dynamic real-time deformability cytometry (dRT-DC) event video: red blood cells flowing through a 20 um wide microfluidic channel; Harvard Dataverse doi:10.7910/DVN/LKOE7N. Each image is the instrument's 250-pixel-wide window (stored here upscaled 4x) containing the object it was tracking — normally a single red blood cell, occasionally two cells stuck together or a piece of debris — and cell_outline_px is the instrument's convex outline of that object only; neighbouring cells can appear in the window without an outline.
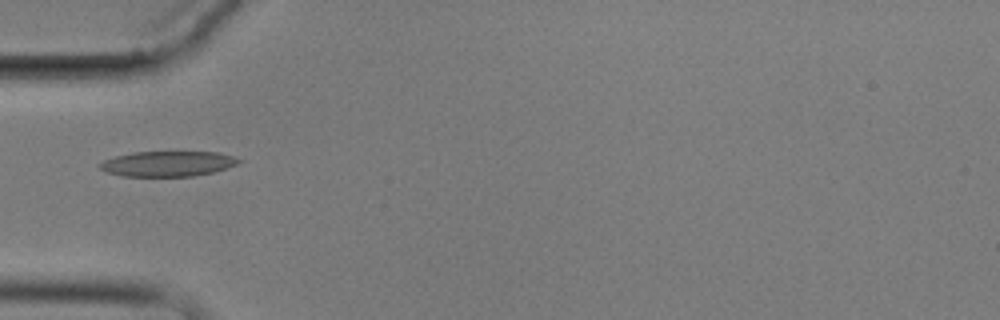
{"species": "common noctule bat (a hibernating species)", "species_latin": "Nyctalus noctula", "temperature_condition": "cold", "stored_images_in_passage": 5, "camera_frame_rate_fps": 3000, "um_per_image_px": 0.085, "animal": {"sex": "male", "body_mass_g": 17.9}, "frame": {"image": 1, "passage_image": 1, "time_ms": 0.0, "image_size_px": [1000, 320], "cell_outline_px": [[244, 160], [236, 164], [212, 172], [192, 176], [124, 176], [104, 172], [96, 164], [104, 160], [116, 156], [132, 152], [220, 152]], "centroid_in_image_um": [14.21, 13.91], "position_along_channel_um": 70.8, "area_um2": 20.4}}
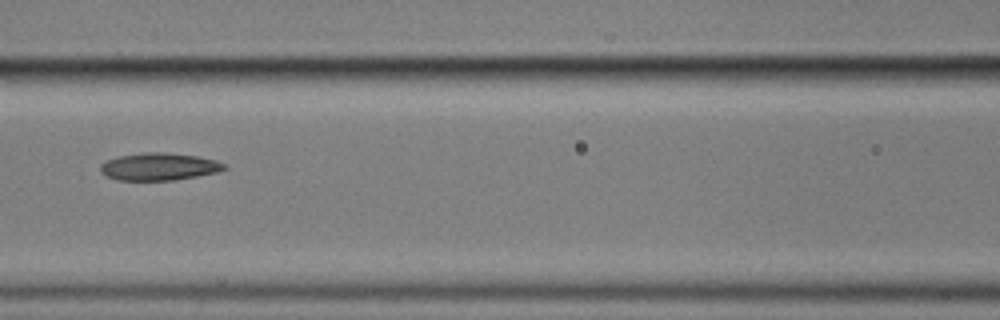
{"frame": {"image": 2, "passage_image": 3, "time_ms": 2.333, "image_size_px": [1000, 320], "cell_outline_px": [[228, 168], [216, 172], [196, 176], [172, 180], [116, 180], [108, 176], [100, 168], [100, 164], [116, 156], [148, 152], [164, 152], [196, 156], [216, 160], [228, 164]], "centroid_in_image_um": [13.55, 14.15], "position_along_channel_um": 153.0, "area_um2": 19.65}}
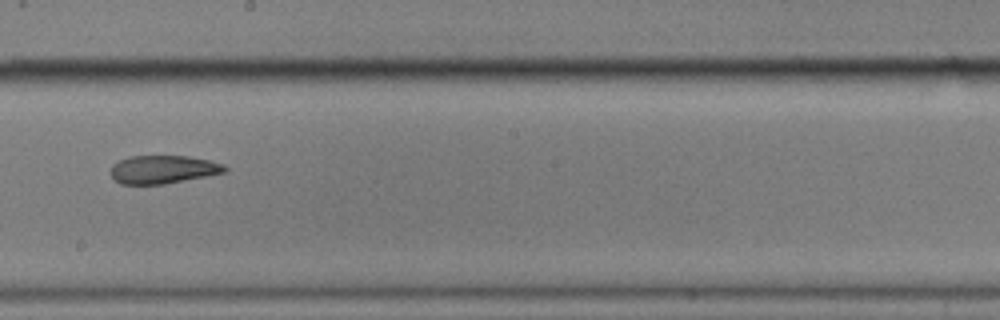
{"frame": {"image": 3, "passage_image": 5, "time_ms": 4.667, "image_size_px": [1000, 320], "cell_outline_px": [[228, 172], [164, 184], [120, 184], [112, 176], [112, 164], [120, 160], [132, 156], [188, 156], [208, 160], [224, 164], [228, 168]], "centroid_in_image_um": [13.9, 14.4], "position_along_channel_um": 234.3, "area_um2": 18.67}}